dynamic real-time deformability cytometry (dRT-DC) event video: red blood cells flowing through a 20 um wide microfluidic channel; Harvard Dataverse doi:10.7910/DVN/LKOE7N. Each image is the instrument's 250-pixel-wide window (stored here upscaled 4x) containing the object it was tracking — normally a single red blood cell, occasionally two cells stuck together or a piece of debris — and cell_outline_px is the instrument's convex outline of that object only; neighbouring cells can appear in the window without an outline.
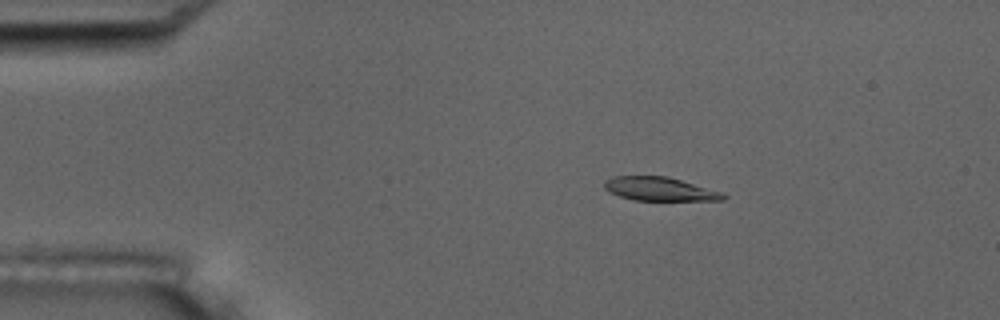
{"species": "common noctule bat (a hibernating species)", "species_latin": "Nyctalus noctula", "temperature_condition": "room temperature", "stored_images_in_passage": 9, "camera_frame_rate_fps": 3000, "um_per_image_px": 0.085, "animal": {"sex": "male", "body_mass_g": 17.5, "forearm_length_mm": 52.3}, "frame": {"image": 1, "passage_image": 3, "time_ms": 2.333, "image_size_px": [1000, 320], "cell_outline_px": [[728, 196], [724, 200], [632, 200], [608, 192], [604, 188], [604, 180], [612, 176], [668, 176], [724, 192]], "centroid_in_image_um": [56.08, 16.06], "position_along_channel_um": 28.9, "area_um2": 16.59}}
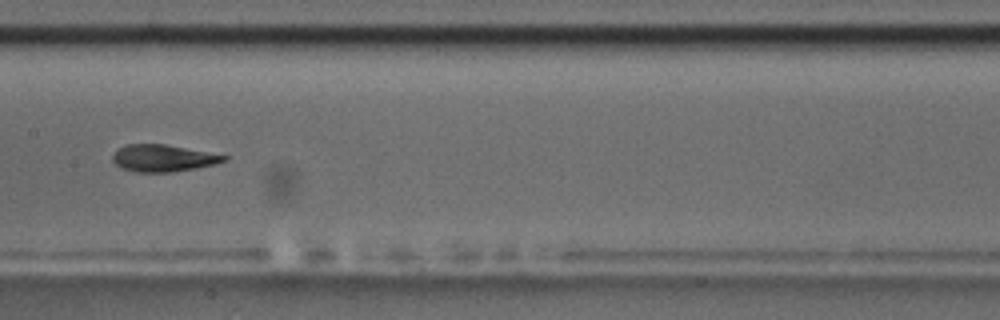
{"frame": {"image": 2, "passage_image": 8, "time_ms": 8.333, "image_size_px": [1000, 320], "cell_outline_px": [[228, 160], [216, 164], [196, 168], [172, 172], [136, 172], [124, 168], [116, 164], [112, 160], [112, 156], [120, 148], [128, 144], [164, 144], [228, 156]], "centroid_in_image_um": [13.89, 13.45], "position_along_channel_um": 193.5, "area_um2": 17.22}}
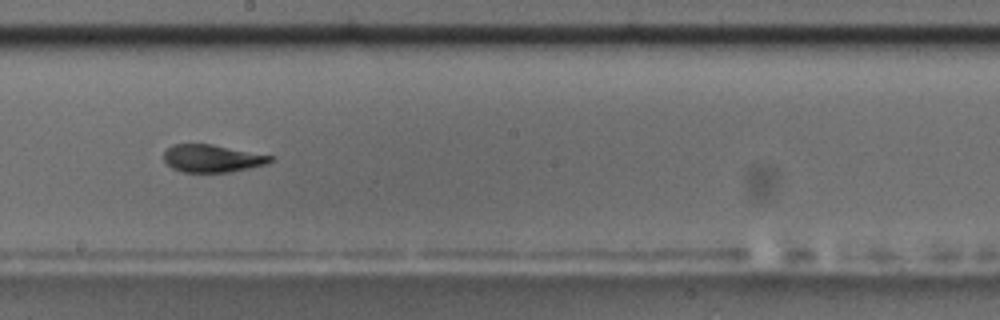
{"frame": {"image": 3, "passage_image": 9, "time_ms": 9.333, "image_size_px": [1000, 320], "cell_outline_px": [[272, 160], [268, 164], [228, 172], [184, 172], [172, 168], [164, 160], [164, 152], [172, 144], [212, 144], [272, 156]], "centroid_in_image_um": [18.01, 13.46], "position_along_channel_um": 230.2, "area_um2": 16.94}}